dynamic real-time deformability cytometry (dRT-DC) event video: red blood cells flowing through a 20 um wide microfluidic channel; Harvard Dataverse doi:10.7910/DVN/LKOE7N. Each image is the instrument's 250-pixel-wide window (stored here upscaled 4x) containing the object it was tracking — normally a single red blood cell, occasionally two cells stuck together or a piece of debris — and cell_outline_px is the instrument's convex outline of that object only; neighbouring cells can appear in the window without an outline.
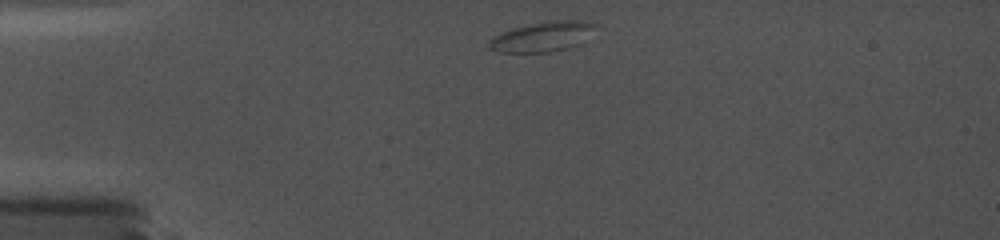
{"species": "common noctule bat (a hibernating species)", "species_latin": "Nyctalus noctula", "temperature_condition": "cold", "stored_images_in_passage": 105, "camera_frame_rate_fps": 5000, "um_per_image_px": 0.085, "animal": {"sex": "female", "body_mass_g": 19.0, "forearm_length_mm": 56.7}, "frame": {"image": 1, "passage_image": 1, "time_ms": 0.0, "image_size_px": [1000, 240], "cell_outline_px": [[596, 24], [544, 52], [504, 52], [492, 48], [488, 44], [488, 40], [492, 36], [500, 32], [512, 28], [528, 24], [548, 20], [592, 20]], "centroid_in_image_um": [45.73, 3.03], "position_along_channel_um": 39.3, "area_um2": 16.13}}
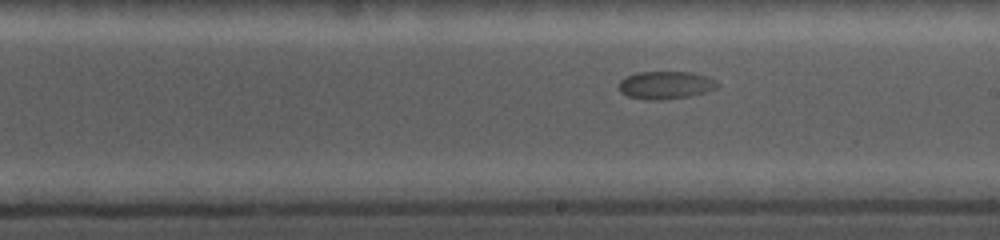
{"frame": {"image": 2, "passage_image": 52, "time_ms": 6.6, "image_size_px": [1000, 240], "cell_outline_px": [[720, 84], [716, 88], [704, 92], [688, 96], [660, 100], [644, 100], [628, 96], [620, 92], [620, 80], [636, 72], [692, 72], [716, 80]], "centroid_in_image_um": [56.57, 7.23], "position_along_channel_um": 232.4, "area_um2": 15.84}}
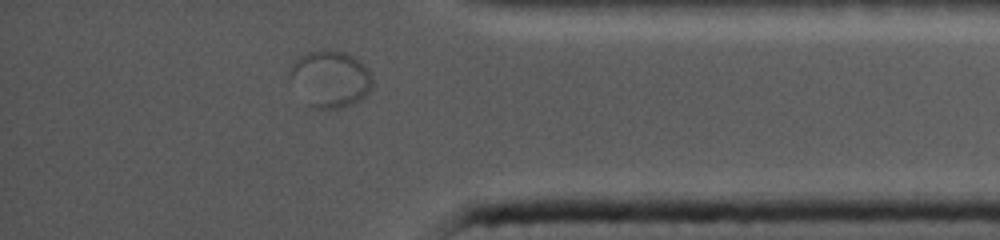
{"frame": {"image": 3, "passage_image": 93, "time_ms": 11.6, "image_size_px": [1000, 240], "cell_outline_px": [[372, 88], [364, 96], [352, 104], [340, 108], [316, 108], [308, 104], [288, 76], [288, 72], [292, 64], [300, 56], [308, 52], [344, 52], [352, 56], [364, 64], [368, 68], [372, 76]], "centroid_in_image_um": [28.09, 6.72], "position_along_channel_um": 407.1, "area_um2": 26.65}}